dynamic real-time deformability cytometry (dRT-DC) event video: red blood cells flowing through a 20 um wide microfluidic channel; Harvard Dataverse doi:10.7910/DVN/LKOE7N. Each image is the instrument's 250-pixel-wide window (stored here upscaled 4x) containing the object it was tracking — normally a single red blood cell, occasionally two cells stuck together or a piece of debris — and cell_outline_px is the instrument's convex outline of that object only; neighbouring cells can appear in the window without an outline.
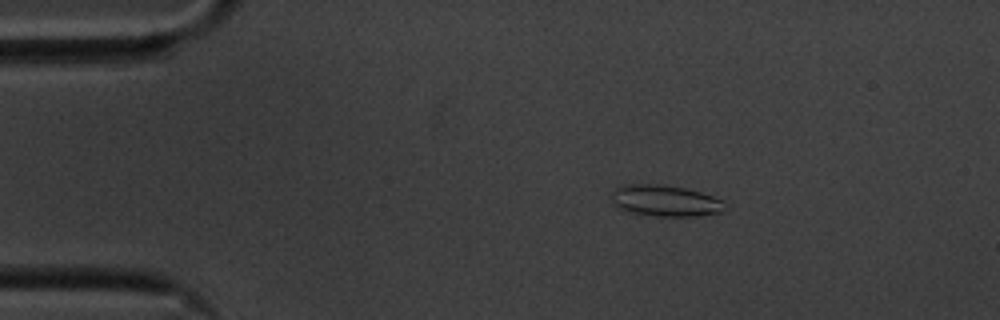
{"species": "common noctule bat (a hibernating species)", "species_latin": "Nyctalus noctula", "temperature_condition": "cold", "stored_images_in_passage": 48, "camera_frame_rate_fps": 3000, "um_per_image_px": 0.085, "animal": {"sex": "male", "body_mass_g": 20.1, "forearm_length_mm": 53.5}, "frame": {"image": 1, "passage_image": 1, "time_ms": 0.0, "image_size_px": [1000, 320], "cell_outline_px": [[724, 212], [700, 216], [656, 216], [628, 212], [620, 208], [612, 200], [612, 192], [616, 188], [624, 184], [660, 184], [684, 188], [700, 192], [724, 200]], "centroid_in_image_um": [56.57, 17.07], "position_along_channel_um": 28.4, "area_um2": 20.69}}
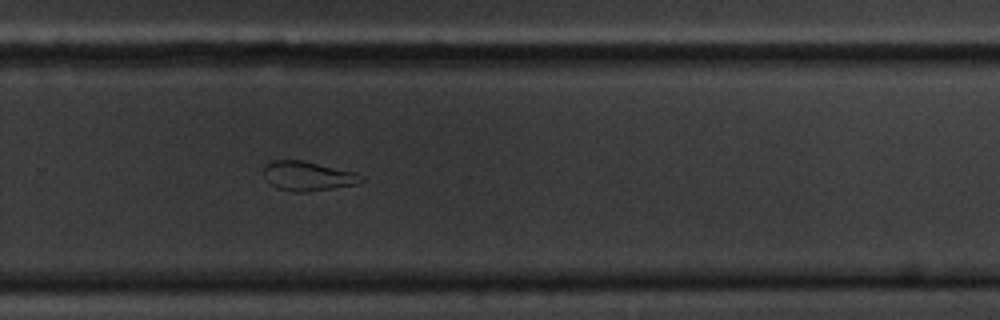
{"frame": {"image": 2, "passage_image": 29, "time_ms": 9.333, "image_size_px": [1000, 320], "cell_outline_px": [[364, 180], [356, 184], [332, 188], [304, 192], [296, 192], [276, 188], [264, 176], [264, 164], [272, 160], [300, 160], [356, 172], [364, 176]], "centroid_in_image_um": [26.16, 14.96], "position_along_channel_um": 303.6, "area_um2": 16.59}}
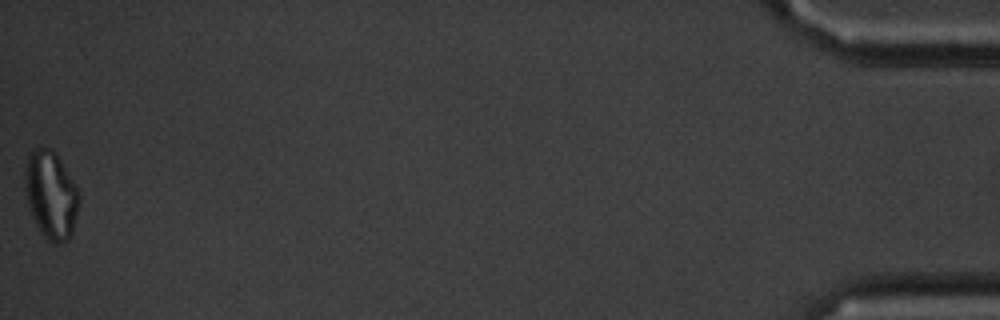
{"frame": {"image": 3, "passage_image": 48, "time_ms": 15.667, "image_size_px": [1000, 320], "cell_outline_px": [[80, 204], [72, 232], [68, 240], [64, 244], [52, 244], [40, 232], [32, 216], [28, 204], [24, 180], [24, 172], [28, 156], [36, 148], [52, 148], [56, 152], [72, 180], [80, 196]], "centroid_in_image_um": [4.34, 16.6], "position_along_channel_um": 430.9, "area_um2": 27.74}, "authors_computed_cell_mechanics": {"area_um2": 19.2474, "velocity_mm_per_s": 3.5233, "shape_relaxation_time_tau1_ms": 8.1428, "shape_relaxation_time_tau2_ms": 2.787, "deformation_change_tau1": 0.1687, "deformation_change_tau2": 0.0937}}